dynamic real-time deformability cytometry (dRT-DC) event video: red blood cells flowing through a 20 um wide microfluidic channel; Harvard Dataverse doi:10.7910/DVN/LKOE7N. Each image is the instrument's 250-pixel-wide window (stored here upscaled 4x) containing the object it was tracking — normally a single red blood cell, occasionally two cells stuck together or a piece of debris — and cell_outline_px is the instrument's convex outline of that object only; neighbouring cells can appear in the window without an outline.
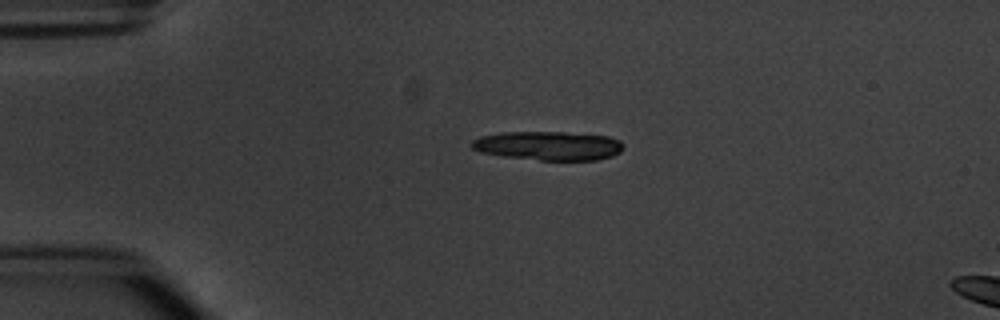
{"species": "common noctule bat (a hibernating species)", "species_latin": "Nyctalus noctula", "temperature_condition": "warm", "stored_images_in_passage": 6, "camera_frame_rate_fps": 3000, "um_per_image_px": 0.085, "animal": {"sex": "male", "body_mass_g": 20.1, "forearm_length_mm": 53.5}, "frame": {"image": 1, "passage_image": 4, "time_ms": 3.667, "image_size_px": [1000, 320], "cell_outline_px": [[624, 148], [620, 152], [612, 156], [596, 160], [540, 160], [504, 156], [480, 152], [472, 148], [468, 144], [472, 140], [480, 136], [500, 132], [564, 132], [608, 136], [620, 140], [624, 144]], "centroid_in_image_um": [46.61, 12.38], "position_along_channel_um": 38.4, "area_um2": 25.78}}